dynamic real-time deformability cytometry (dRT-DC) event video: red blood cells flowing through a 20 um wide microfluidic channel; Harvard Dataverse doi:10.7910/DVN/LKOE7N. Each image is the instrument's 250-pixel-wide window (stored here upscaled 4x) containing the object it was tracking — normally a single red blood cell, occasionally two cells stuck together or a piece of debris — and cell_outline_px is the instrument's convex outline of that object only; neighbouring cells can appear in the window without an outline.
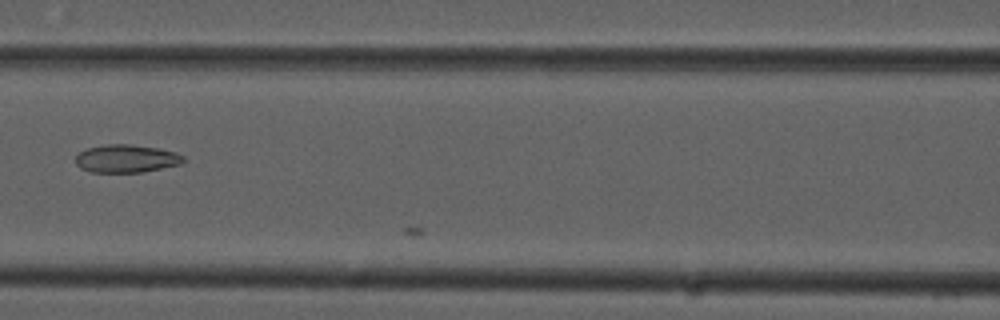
{"species": "common noctule bat (a hibernating species)", "species_latin": "Nyctalus noctula", "temperature_condition": "cold", "stored_images_in_passage": 15, "camera_frame_rate_fps": 3000, "um_per_image_px": 0.085, "animal": {"sex": "male", "forearm_length_mm": 52.5}, "frame": {"image": 1, "passage_image": 13, "time_ms": 4.0, "image_size_px": [1000, 320], "cell_outline_px": [[184, 160], [180, 164], [144, 172], [88, 172], [80, 168], [76, 164], [76, 156], [80, 152], [88, 148], [108, 144], [132, 144], [160, 148], [176, 152], [184, 156]], "centroid_in_image_um": [10.75, 13.48], "position_along_channel_um": 155.9, "area_um2": 17.63}}